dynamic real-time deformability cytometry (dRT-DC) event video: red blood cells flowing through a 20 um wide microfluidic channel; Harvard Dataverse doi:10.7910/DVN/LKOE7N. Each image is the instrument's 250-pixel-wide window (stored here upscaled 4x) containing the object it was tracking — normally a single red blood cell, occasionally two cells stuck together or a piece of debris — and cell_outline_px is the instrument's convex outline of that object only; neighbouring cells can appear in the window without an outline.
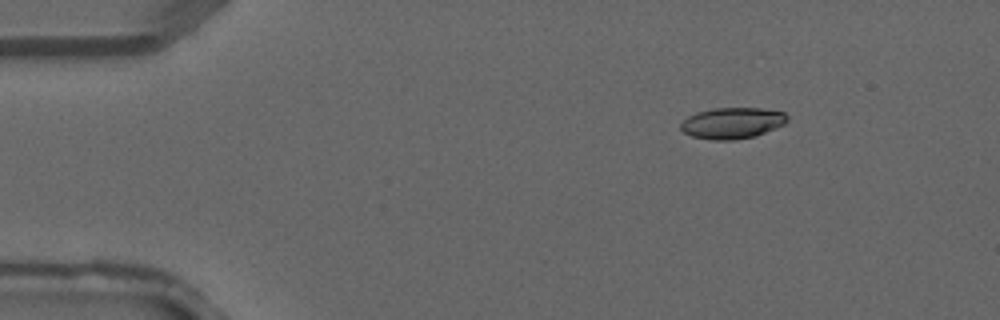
{"species": "common noctule bat (a hibernating species)", "species_latin": "Nyctalus noctula", "temperature_condition": "warm", "stored_images_in_passage": 3, "camera_frame_rate_fps": 3000, "um_per_image_px": 0.085, "animal": {"sex": "male", "forearm_length_mm": 52.5}, "frame": {"image": 1, "passage_image": 1, "time_ms": 0.0, "image_size_px": [1000, 320], "cell_outline_px": [[788, 120], [784, 124], [776, 128], [756, 136], [732, 140], [712, 140], [692, 136], [684, 132], [680, 128], [680, 124], [688, 116], [696, 112], [712, 108], [760, 108], [784, 112], [788, 116]], "centroid_in_image_um": [62.24, 10.46], "position_along_channel_um": 22.8, "area_um2": 19.42}}